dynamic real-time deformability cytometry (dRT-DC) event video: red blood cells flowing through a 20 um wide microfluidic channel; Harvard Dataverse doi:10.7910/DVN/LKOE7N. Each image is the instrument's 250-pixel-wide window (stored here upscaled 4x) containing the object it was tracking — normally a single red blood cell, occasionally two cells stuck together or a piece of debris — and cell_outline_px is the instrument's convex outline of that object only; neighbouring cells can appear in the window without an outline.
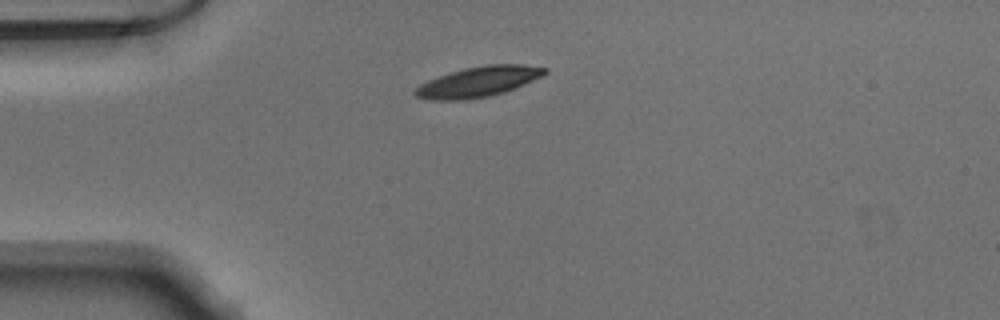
{"species": "Egyptian fruit bat (a non-hibernating species)", "species_latin": "Rousettus aegyptiacus", "temperature_condition": "warm", "stored_images_in_passage": 39, "camera_frame_rate_fps": 3000, "um_per_image_px": 0.085, "animal": {"sex": "male"}, "frame": {"image": 1, "passage_image": 1, "time_ms": 0.0, "image_size_px": [1000, 320], "cell_outline_px": [[548, 72], [524, 84], [504, 92], [488, 96], [464, 100], [428, 100], [416, 96], [412, 92], [420, 84], [428, 80], [464, 68], [484, 64], [524, 64], [548, 68]], "centroid_in_image_um": [40.65, 6.94], "position_along_channel_um": 44.4, "area_um2": 22.77}}
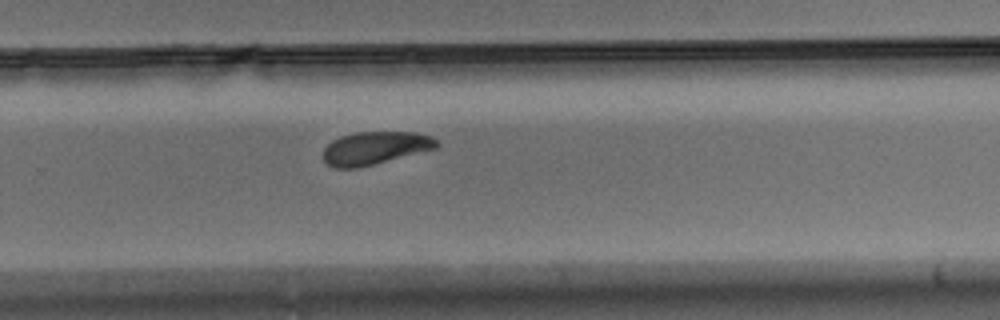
{"frame": {"image": 2, "passage_image": 22, "time_ms": 7.0, "image_size_px": [1000, 320], "cell_outline_px": [[440, 144], [436, 148], [356, 168], [332, 168], [324, 160], [324, 148], [332, 140], [340, 136], [356, 132], [416, 132], [432, 136]], "centroid_in_image_um": [31.86, 12.57], "position_along_channel_um": 297.9, "area_um2": 21.56}}
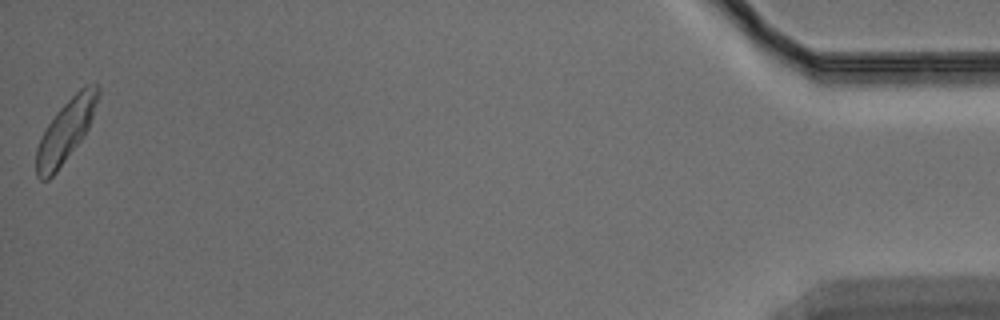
{"frame": {"image": 3, "passage_image": 39, "time_ms": 12.667, "image_size_px": [1000, 320], "cell_outline_px": [[100, 96], [88, 128], [84, 136], [56, 172], [48, 180], [40, 180], [36, 176], [36, 148], [48, 124], [56, 112], [84, 84], [96, 84], [100, 88]], "centroid_in_image_um": [5.6, 11.11], "position_along_channel_um": 429.6, "area_um2": 22.2}}